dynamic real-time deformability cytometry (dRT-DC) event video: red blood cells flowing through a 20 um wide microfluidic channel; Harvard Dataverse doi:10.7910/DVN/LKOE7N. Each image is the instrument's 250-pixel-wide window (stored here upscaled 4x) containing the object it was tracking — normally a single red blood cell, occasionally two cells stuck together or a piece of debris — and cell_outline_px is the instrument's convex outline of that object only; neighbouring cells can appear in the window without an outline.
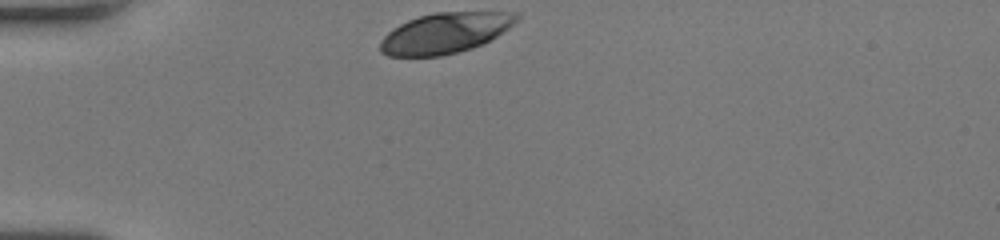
{"species": "human", "species_latin": "Homo sapiens", "temperature_condition": "room temperature", "stored_images_in_passage": 30, "camera_frame_rate_fps": 3000, "um_per_image_px": 0.085, "donor": {"sex": "female"}, "frame": {"image": 1, "passage_image": 1, "time_ms": 0.0, "image_size_px": [1000, 240], "cell_outline_px": [[520, 16], [508, 28], [496, 36], [472, 48], [440, 56], [388, 56], [380, 52], [380, 40], [392, 28], [408, 20], [420, 16], [436, 12], [520, 12]], "centroid_in_image_um": [37.8, 2.8], "position_along_channel_um": 47.2, "area_um2": 31.96}}
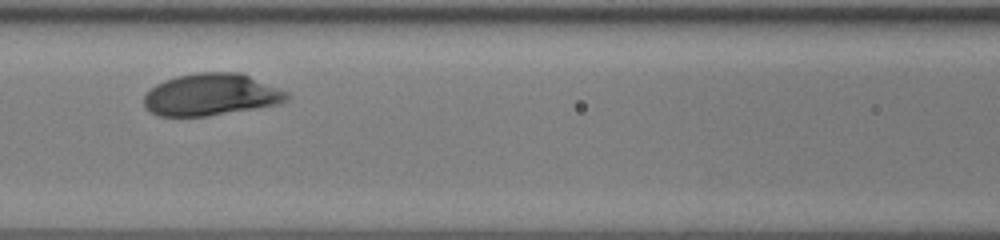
{"frame": {"image": 2, "passage_image": 11, "time_ms": 3.333, "image_size_px": [1000, 240], "cell_outline_px": [[292, 96], [288, 100], [280, 104], [208, 116], [160, 116], [152, 112], [144, 104], [144, 96], [156, 84], [164, 80], [176, 76], [196, 72], [240, 72], [288, 92]], "centroid_in_image_um": [17.98, 8.04], "position_along_channel_um": 148.6, "area_um2": 34.97}}
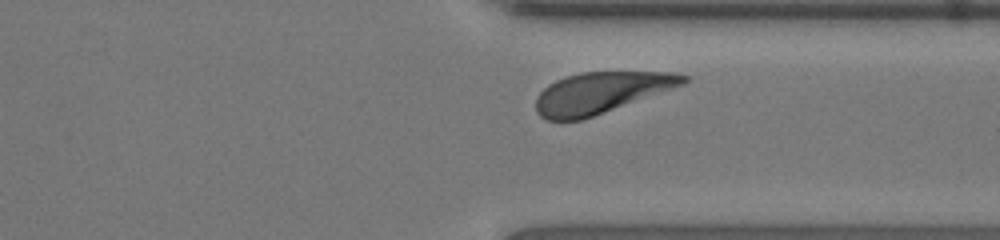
{"frame": {"image": 3, "passage_image": 27, "time_ms": 8.667, "image_size_px": [1000, 240], "cell_outline_px": [[688, 80], [684, 84], [592, 116], [580, 120], [548, 120], [540, 116], [536, 112], [536, 96], [548, 84], [564, 76], [580, 72], [672, 72], [688, 76]], "centroid_in_image_um": [51.03, 7.86], "position_along_channel_um": 360.4, "area_um2": 34.91}, "authors_computed_cell_mechanics": {"area_um2": 34.8823, "velocity_mm_per_s": 3.9497, "shape_relaxation_time_tau1_ms": 1.3969, "shape_relaxation_time_tau2_ms": null, "deformation_change_tau1": 0.1115, "deformation_change_tau2": null}}